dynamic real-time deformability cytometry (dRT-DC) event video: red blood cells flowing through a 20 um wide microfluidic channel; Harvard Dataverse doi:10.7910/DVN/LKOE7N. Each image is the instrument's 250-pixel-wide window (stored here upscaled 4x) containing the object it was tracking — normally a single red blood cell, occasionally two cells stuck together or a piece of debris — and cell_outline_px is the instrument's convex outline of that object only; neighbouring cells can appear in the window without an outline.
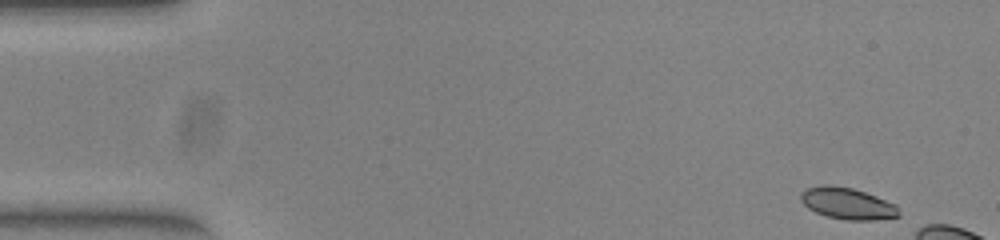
{"species": "common noctule bat (a hibernating species)", "species_latin": "Nyctalus noctula", "temperature_condition": "warm", "stored_images_in_passage": 9, "camera_frame_rate_fps": 3000, "um_per_image_px": 0.085, "animal": {"sex": "female", "body_mass_g": 23.0, "forearm_length_mm": 53.4}, "frame": {"image": 1, "passage_image": 1, "time_ms": 0.0, "image_size_px": [1000, 240], "cell_outline_px": [[900, 216], [872, 220], [848, 220], [828, 216], [816, 212], [808, 208], [800, 200], [800, 192], [808, 188], [824, 184], [828, 184], [852, 188], [876, 196], [896, 204], [900, 212]], "centroid_in_image_um": [72.03, 17.29], "position_along_channel_um": 13.0, "area_um2": 17.98}}